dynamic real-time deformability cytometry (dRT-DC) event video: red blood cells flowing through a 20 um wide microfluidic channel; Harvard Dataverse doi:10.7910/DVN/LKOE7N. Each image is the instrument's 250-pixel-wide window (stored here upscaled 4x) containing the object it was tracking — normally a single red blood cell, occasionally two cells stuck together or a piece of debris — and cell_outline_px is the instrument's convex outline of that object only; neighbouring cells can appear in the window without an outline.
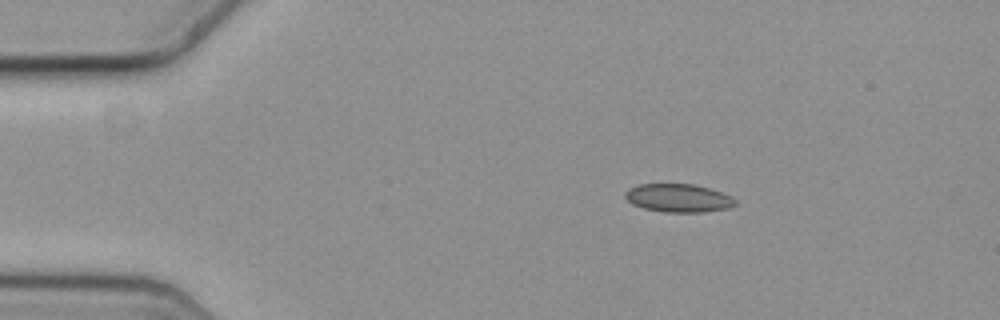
{"species": "common noctule bat (a hibernating species)", "species_latin": "Nyctalus noctula", "temperature_condition": "cold", "stored_images_in_passage": 48, "camera_frame_rate_fps": 3000, "um_per_image_px": 0.085, "animal": {"sex": "female", "body_mass_g": 19.3, "forearm_length_mm": 54.1}, "frame": {"image": 1, "passage_image": 1, "time_ms": 0.0, "image_size_px": [1000, 320], "cell_outline_px": [[736, 204], [728, 208], [704, 212], [664, 212], [644, 208], [632, 204], [624, 196], [624, 192], [628, 188], [640, 184], [692, 184], [708, 188], [732, 196], [736, 200]], "centroid_in_image_um": [57.65, 16.83], "position_along_channel_um": 27.4, "area_um2": 18.09}}
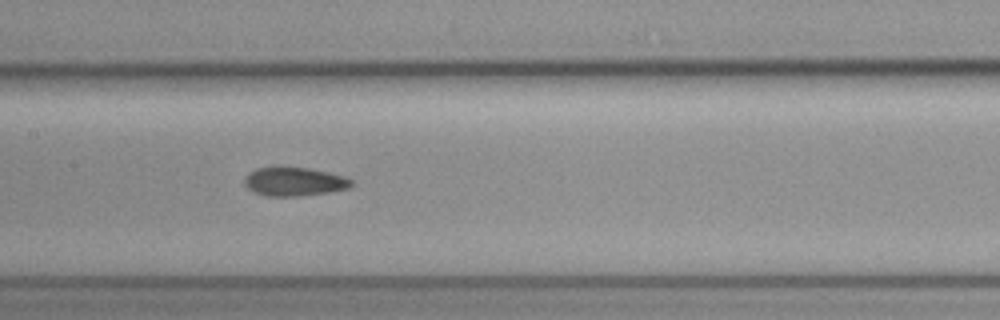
{"frame": {"image": 2, "passage_image": 19, "time_ms": 6.0, "image_size_px": [1000, 320], "cell_outline_px": [[352, 184], [348, 188], [328, 192], [300, 196], [264, 196], [248, 188], [244, 184], [244, 176], [248, 172], [256, 168], [308, 168], [328, 172], [344, 176], [352, 180]], "centroid_in_image_um": [24.99, 15.44], "position_along_channel_um": 182.4, "area_um2": 17.69}}
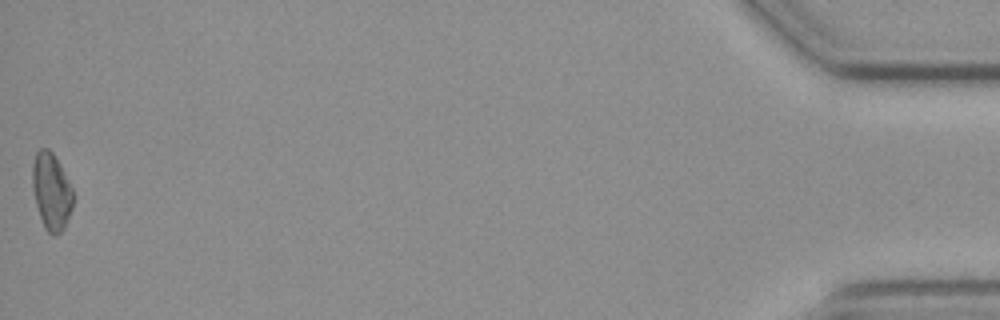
{"frame": {"image": 3, "passage_image": 48, "time_ms": 15.667, "image_size_px": [1000, 320], "cell_outline_px": [[72, 208], [64, 228], [56, 236], [52, 236], [44, 228], [36, 204], [32, 188], [32, 164], [36, 152], [40, 148], [48, 148], [52, 152], [60, 164], [72, 188]], "centroid_in_image_um": [4.35, 16.27], "position_along_channel_um": 430.9, "area_um2": 18.21}, "authors_computed_cell_mechanics": {"area_um2": 17.8891, "velocity_mm_per_s": 3.6496, "shape_relaxation_time_tau1_ms": null, "shape_relaxation_time_tau2_ms": 5.6449, "deformation_change_tau1": null, "deformation_change_tau2": 0.0797}}